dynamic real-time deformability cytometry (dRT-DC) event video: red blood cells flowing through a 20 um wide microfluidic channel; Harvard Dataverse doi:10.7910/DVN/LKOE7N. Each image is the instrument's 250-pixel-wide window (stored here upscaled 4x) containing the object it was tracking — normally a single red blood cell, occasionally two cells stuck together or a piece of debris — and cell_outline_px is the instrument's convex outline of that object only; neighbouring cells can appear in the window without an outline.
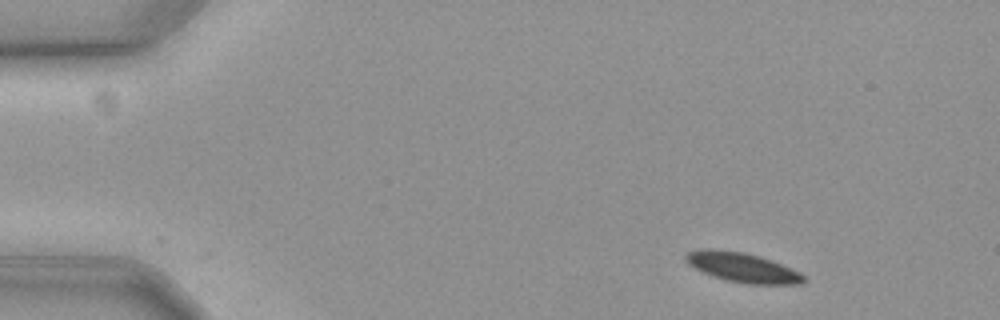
{"species": "common noctule bat (a hibernating species)", "species_latin": "Nyctalus noctula", "temperature_condition": "cold", "stored_images_in_passage": 52, "camera_frame_rate_fps": 3000, "um_per_image_px": 0.085, "animal": {"sex": "female", "body_mass_g": 19.3, "forearm_length_mm": 54.1}, "frame": {"image": 1, "passage_image": 1, "time_ms": 0.0, "image_size_px": [1000, 320], "cell_outline_px": [[808, 280], [800, 284], [744, 284], [728, 280], [704, 272], [688, 264], [684, 260], [684, 256], [688, 252], [704, 248], [708, 248], [744, 252], [760, 256], [800, 272]], "centroid_in_image_um": [63.12, 22.73], "position_along_channel_um": 21.9, "area_um2": 20.17}}
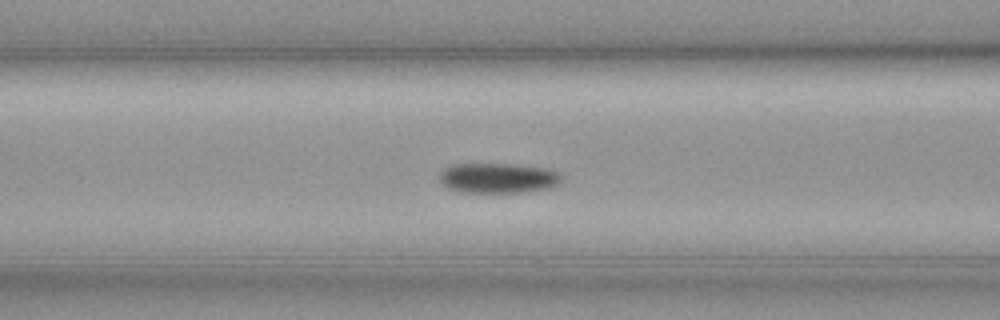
{"frame": {"image": 2, "passage_image": 18, "time_ms": 5.667, "image_size_px": [1000, 320], "cell_outline_px": [[560, 180], [556, 184], [548, 188], [520, 192], [456, 192], [448, 188], [440, 180], [440, 172], [444, 168], [456, 164], [512, 164], [548, 168], [560, 172]], "centroid_in_image_um": [42.31, 15.13], "position_along_channel_um": 124.3, "area_um2": 21.27}}
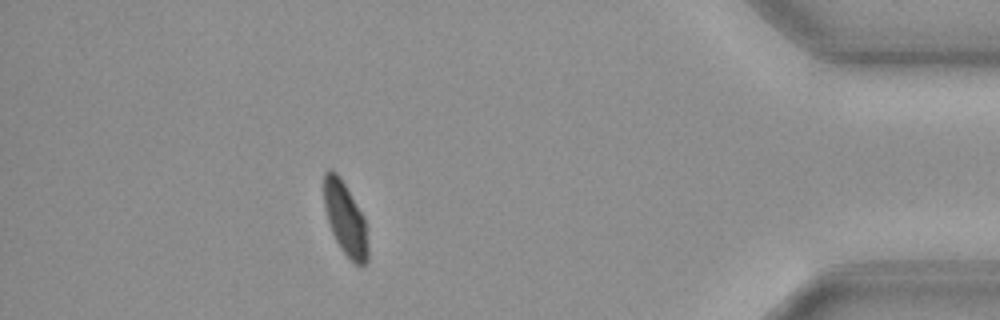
{"frame": {"image": 3, "passage_image": 46, "time_ms": 15.0, "image_size_px": [1000, 320], "cell_outline_px": [[368, 264], [356, 264], [340, 248], [332, 232], [324, 208], [324, 172], [328, 168], [336, 172], [340, 176], [364, 216], [368, 248]], "centroid_in_image_um": [29.34, 18.56], "position_along_channel_um": 405.9, "area_um2": 18.61}, "authors_computed_cell_mechanics": {"area_um2": 21.1837, "velocity_mm_per_s": 3.5472, "shape_relaxation_time_tau1_ms": 5.2104, "shape_relaxation_time_tau2_ms": null, "deformation_change_tau1": 0.106, "deformation_change_tau2": null}}